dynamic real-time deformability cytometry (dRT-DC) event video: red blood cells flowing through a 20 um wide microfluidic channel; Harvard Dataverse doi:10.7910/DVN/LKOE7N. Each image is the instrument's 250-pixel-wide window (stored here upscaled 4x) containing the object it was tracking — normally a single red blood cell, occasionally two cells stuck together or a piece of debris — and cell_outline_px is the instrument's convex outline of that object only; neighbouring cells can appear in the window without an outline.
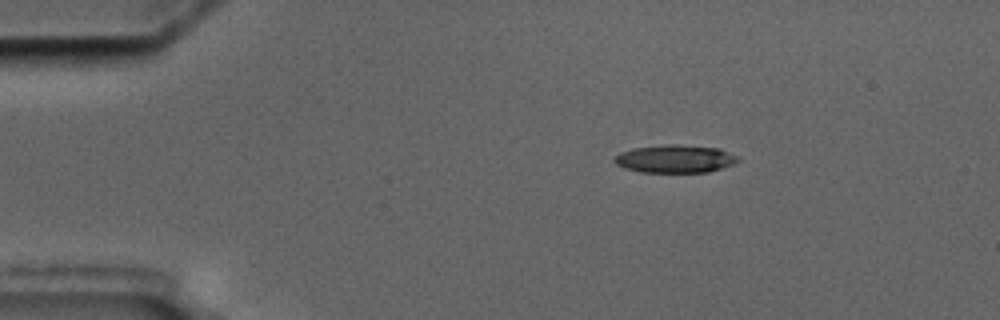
{"species": "common noctule bat (a hibernating species)", "species_latin": "Nyctalus noctula", "temperature_condition": "cold", "stored_images_in_passage": 3, "camera_frame_rate_fps": 3000, "um_per_image_px": 0.085, "animal": {"sex": "male", "body_mass_g": 17.5, "forearm_length_mm": 52.3}, "frame": {"image": 1, "passage_image": 1, "time_ms": 0.0, "image_size_px": [1000, 320], "cell_outline_px": [[740, 160], [732, 164], [708, 172], [640, 172], [624, 168], [616, 164], [612, 160], [620, 152], [632, 148], [660, 144], [680, 144], [720, 148], [740, 156]], "centroid_in_image_um": [57.38, 13.48], "position_along_channel_um": 27.6, "area_um2": 20.4}}